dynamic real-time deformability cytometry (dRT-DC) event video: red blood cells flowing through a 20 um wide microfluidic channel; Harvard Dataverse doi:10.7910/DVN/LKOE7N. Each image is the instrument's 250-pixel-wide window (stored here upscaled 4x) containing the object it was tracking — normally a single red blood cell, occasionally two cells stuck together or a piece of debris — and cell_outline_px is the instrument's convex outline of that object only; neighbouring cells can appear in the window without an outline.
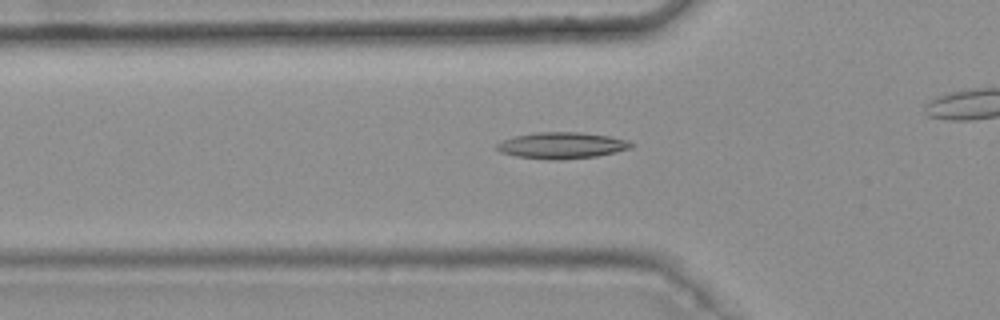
{"species": "common noctule bat (a hibernating species)", "species_latin": "Nyctalus noctula", "temperature_condition": "warm", "stored_images_in_passage": 8, "camera_frame_rate_fps": 3000, "um_per_image_px": 0.085, "animal": {"sex": "female", "body_mass_g": 25.1}, "frame": {"image": 1, "passage_image": 6, "time_ms": 1.667, "image_size_px": [1000, 320], "cell_outline_px": [[636, 144], [632, 148], [616, 152], [596, 156], [560, 160], [548, 160], [516, 156], [500, 152], [496, 148], [496, 144], [500, 140], [516, 136], [536, 132], [580, 132], [608, 136], [628, 140]], "centroid_in_image_um": [47.76, 12.36], "position_along_channel_um": 78.0, "area_um2": 20.81}}